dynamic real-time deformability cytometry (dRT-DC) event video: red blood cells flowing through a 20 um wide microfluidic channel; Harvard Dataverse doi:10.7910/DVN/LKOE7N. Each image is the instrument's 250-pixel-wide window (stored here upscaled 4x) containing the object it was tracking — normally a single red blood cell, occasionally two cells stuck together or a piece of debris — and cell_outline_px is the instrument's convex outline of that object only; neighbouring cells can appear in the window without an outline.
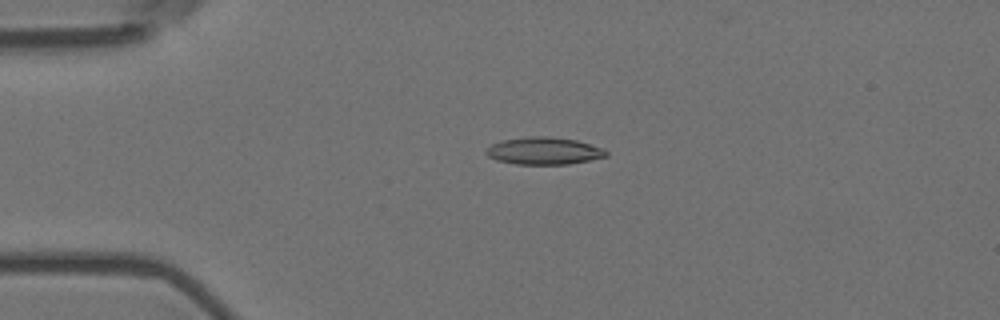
{"species": "Egyptian fruit bat (a non-hibernating species)", "species_latin": "Rousettus aegyptiacus", "temperature_condition": "room temperature", "stored_images_in_passage": 42, "camera_frame_rate_fps": 3000, "um_per_image_px": 0.085, "animal": {"sex": "female"}, "frame": {"image": 1, "passage_image": 2, "time_ms": 0.333, "image_size_px": [1000, 320], "cell_outline_px": [[608, 156], [568, 164], [516, 164], [496, 160], [488, 156], [484, 152], [492, 144], [500, 140], [528, 136], [548, 136], [576, 140], [604, 148], [608, 152]], "centroid_in_image_um": [46.22, 12.82], "position_along_channel_um": 38.8, "area_um2": 19.13}}
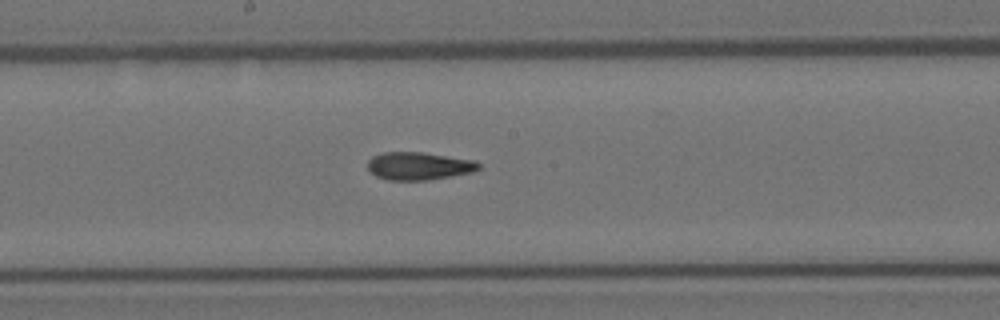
{"frame": {"image": 2, "passage_image": 19, "time_ms": 6.0, "image_size_px": [1000, 320], "cell_outline_px": [[480, 168], [472, 172], [428, 180], [388, 180], [376, 176], [368, 168], [368, 160], [372, 156], [384, 152], [424, 152], [476, 160], [480, 164]], "centroid_in_image_um": [35.61, 14.1], "position_along_channel_um": 212.6, "area_um2": 18.03}}
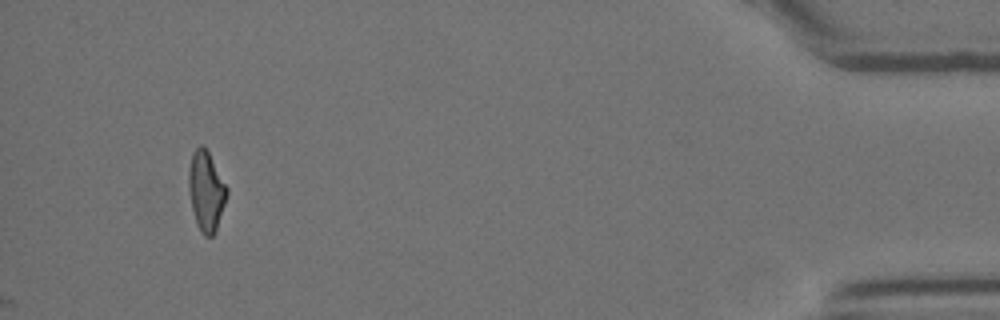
{"frame": {"image": 3, "passage_image": 42, "time_ms": 13.667, "image_size_px": [1000, 320], "cell_outline_px": [[228, 192], [216, 232], [212, 236], [204, 236], [200, 232], [196, 224], [192, 208], [188, 188], [188, 172], [192, 152], [200, 144], [204, 144], [228, 188]], "centroid_in_image_um": [17.51, 16.24], "position_along_channel_um": 417.7, "area_um2": 17.92}, "authors_computed_cell_mechanics": {"area_um2": 18.0047, "velocity_mm_per_s": 3.6114, "shape_relaxation_time_tau1_ms": 9.3406, "shape_relaxation_time_tau2_ms": 3.8273, "deformation_change_tau1": 0.2333, "deformation_change_tau2": 0.0997}}